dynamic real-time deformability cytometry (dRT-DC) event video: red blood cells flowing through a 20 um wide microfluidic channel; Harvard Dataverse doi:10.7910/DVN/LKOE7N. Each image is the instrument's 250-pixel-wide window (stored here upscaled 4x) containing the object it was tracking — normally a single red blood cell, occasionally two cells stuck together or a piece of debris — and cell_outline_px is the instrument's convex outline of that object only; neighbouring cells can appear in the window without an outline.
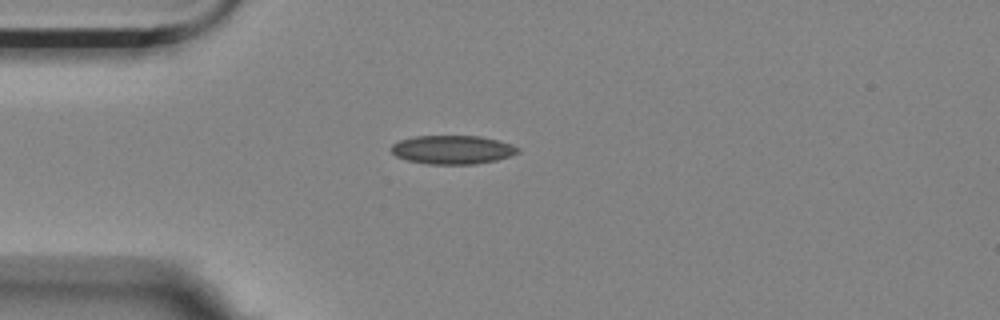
{"species": "Egyptian fruit bat (a non-hibernating species)", "species_latin": "Rousettus aegyptiacus", "temperature_condition": "room temperature", "stored_images_in_passage": 14, "camera_frame_rate_fps": 3000, "um_per_image_px": 0.085, "animal": {"sex": "female"}, "frame": {"image": 1, "passage_image": 10, "time_ms": 3.0, "image_size_px": [1000, 320], "cell_outline_px": [[520, 152], [496, 160], [476, 164], [428, 164], [408, 160], [396, 156], [388, 148], [392, 144], [400, 140], [416, 136], [480, 136], [512, 144], [520, 148]], "centroid_in_image_um": [38.45, 12.72], "position_along_channel_um": 46.6, "area_um2": 21.15}}